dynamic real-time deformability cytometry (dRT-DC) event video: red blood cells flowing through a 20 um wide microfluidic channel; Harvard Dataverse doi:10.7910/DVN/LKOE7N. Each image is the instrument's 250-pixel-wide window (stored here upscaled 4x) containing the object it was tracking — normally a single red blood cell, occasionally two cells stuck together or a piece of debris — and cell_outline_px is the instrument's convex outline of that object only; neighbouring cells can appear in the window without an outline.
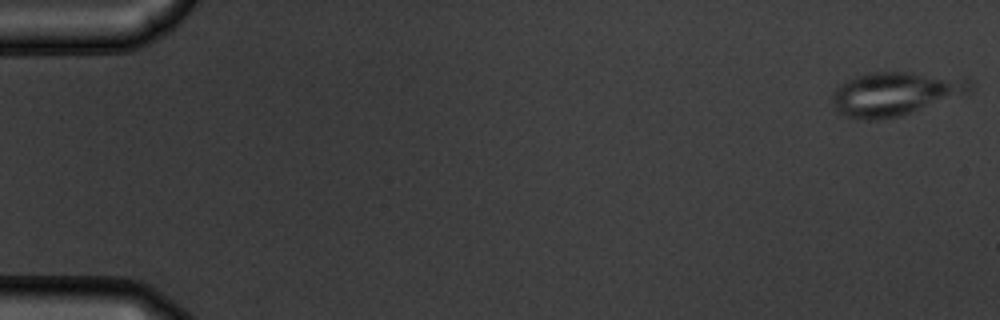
{"species": "common noctule bat (a hibernating species)", "species_latin": "Nyctalus noctula", "temperature_condition": "warm", "stored_images_in_passage": 9, "camera_frame_rate_fps": 3000, "um_per_image_px": 0.085, "animal": {"sex": "male", "body_mass_g": 19.5, "forearm_length_mm": 54.6}, "frame": {"image": 1, "passage_image": 1, "time_ms": 0.0, "image_size_px": [1000, 320], "cell_outline_px": [[976, 88], [968, 92], [900, 116], [876, 120], [856, 120], [844, 116], [836, 108], [832, 100], [832, 92], [840, 84], [856, 76], [868, 72], [908, 72], [968, 76], [976, 80]], "centroid_in_image_um": [76.17, 7.94], "position_along_channel_um": 8.8, "area_um2": 35.66}}